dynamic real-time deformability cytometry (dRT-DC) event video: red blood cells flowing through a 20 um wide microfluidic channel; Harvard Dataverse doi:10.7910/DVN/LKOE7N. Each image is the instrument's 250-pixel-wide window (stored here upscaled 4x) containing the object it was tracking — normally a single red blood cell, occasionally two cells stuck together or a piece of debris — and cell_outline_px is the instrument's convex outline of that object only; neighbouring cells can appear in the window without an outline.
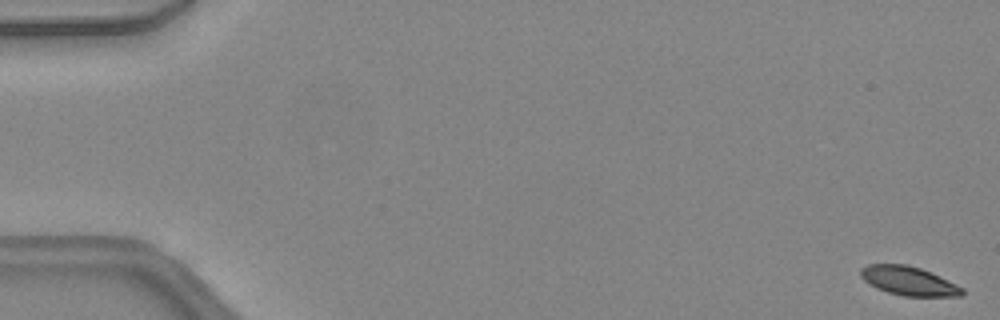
{"species": "common noctule bat (a hibernating species)", "species_latin": "Nyctalus noctula", "temperature_condition": "warm", "stored_images_in_passage": 47, "camera_frame_rate_fps": 3000, "um_per_image_px": 0.085, "animal": {"sex": "female", "body_mass_g": 24.6, "forearm_length_mm": 56.2}, "frame": {"image": 1, "passage_image": 1, "time_ms": 0.0, "image_size_px": [1000, 320], "cell_outline_px": [[964, 292], [960, 296], [904, 296], [888, 292], [876, 288], [868, 284], [860, 276], [860, 268], [868, 264], [908, 264], [920, 268], [956, 284], [964, 288]], "centroid_in_image_um": [77.2, 23.87], "position_along_channel_um": 7.8, "area_um2": 17.05}}
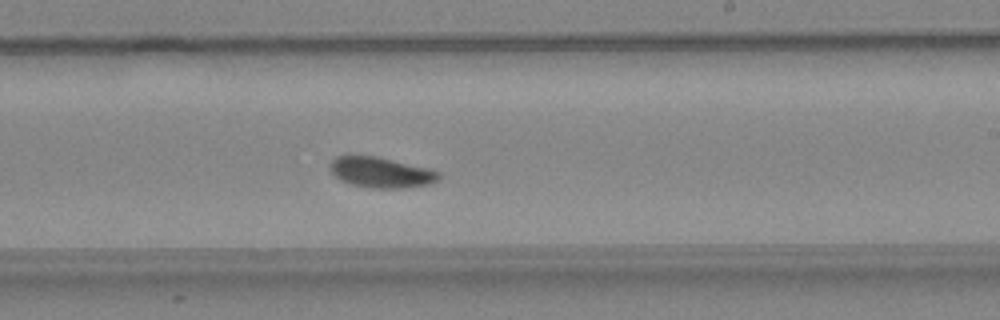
{"frame": {"image": 2, "passage_image": 29, "time_ms": 9.333, "image_size_px": [1000, 320], "cell_outline_px": [[440, 180], [428, 184], [408, 188], [372, 188], [352, 184], [340, 180], [332, 172], [332, 160], [336, 156], [348, 152], [376, 156], [428, 168], [440, 172]], "centroid_in_image_um": [32.37, 14.62], "position_along_channel_um": 256.6, "area_um2": 19.71}}
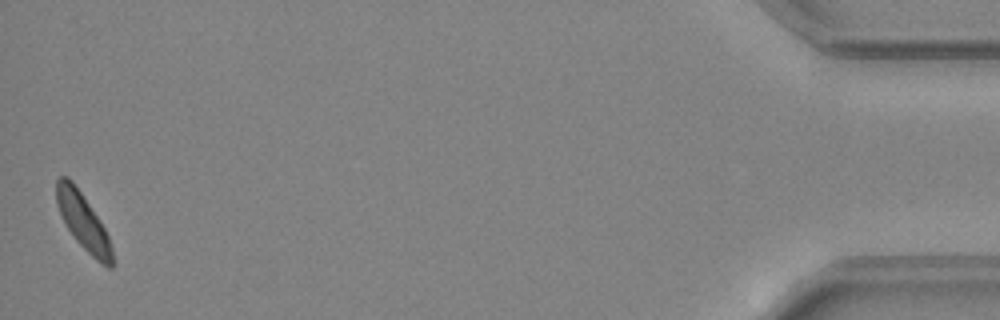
{"frame": {"image": 3, "passage_image": 47, "time_ms": 15.333, "image_size_px": [1000, 320], "cell_outline_px": [[112, 268], [108, 268], [100, 264], [76, 240], [68, 228], [56, 204], [56, 180], [60, 176], [68, 176], [72, 180], [100, 220], [108, 236], [112, 248]], "centroid_in_image_um": [7.06, 18.82], "position_along_channel_um": 428.1, "area_um2": 17.98}, "authors_computed_cell_mechanics": {"area_um2": 18.6116, "velocity_mm_per_s": 4.4297, "shape_relaxation_time_tau1_ms": 2.5578, "shape_relaxation_time_tau2_ms": 6.5465, "deformation_change_tau1": 0.0985, "deformation_change_tau2": 0.1341}}